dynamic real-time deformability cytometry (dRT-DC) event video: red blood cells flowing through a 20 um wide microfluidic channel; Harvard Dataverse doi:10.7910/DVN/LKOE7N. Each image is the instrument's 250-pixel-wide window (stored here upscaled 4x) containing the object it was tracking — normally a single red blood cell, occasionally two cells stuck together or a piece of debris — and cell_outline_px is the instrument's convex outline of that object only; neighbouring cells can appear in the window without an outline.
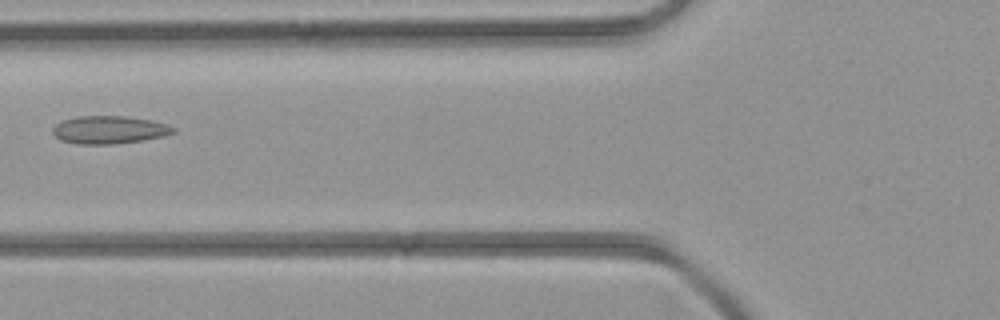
{"species": "common noctule bat (a hibernating species)", "species_latin": "Nyctalus noctula", "temperature_condition": "room temperature", "stored_images_in_passage": 2, "camera_frame_rate_fps": 3000, "um_per_image_px": 0.085, "animal": {"sex": "female", "body_mass_g": 21.9}, "frame": {"image": 1, "passage_image": 2, "time_ms": 1.0, "image_size_px": [1000, 320], "cell_outline_px": [[176, 132], [164, 136], [144, 140], [112, 144], [76, 144], [60, 140], [52, 132], [52, 128], [56, 124], [64, 120], [76, 116], [124, 116], [152, 120], [176, 128]], "centroid_in_image_um": [9.28, 11.04], "position_along_channel_um": 116.5, "area_um2": 19.59}}